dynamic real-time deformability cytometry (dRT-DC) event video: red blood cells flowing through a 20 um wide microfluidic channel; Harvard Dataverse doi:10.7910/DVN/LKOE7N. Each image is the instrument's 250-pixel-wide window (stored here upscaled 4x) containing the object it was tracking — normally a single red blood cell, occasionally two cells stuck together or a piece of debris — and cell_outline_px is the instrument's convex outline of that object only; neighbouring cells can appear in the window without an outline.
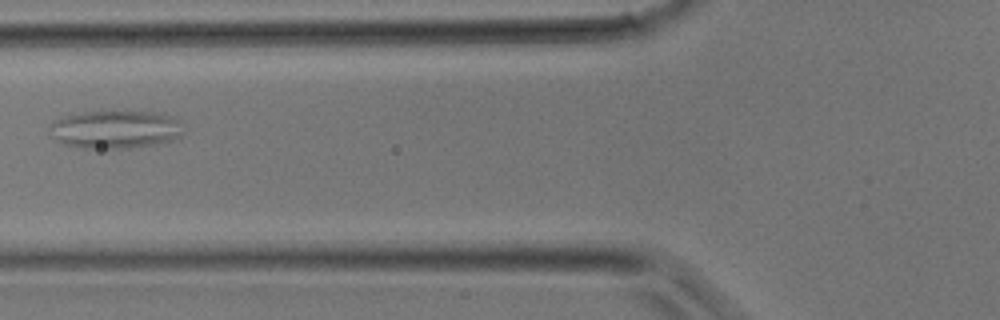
{"species": "common noctule bat (a hibernating species)", "species_latin": "Nyctalus noctula", "temperature_condition": "room temperature", "stored_images_in_passage": 36, "camera_frame_rate_fps": 3000, "um_per_image_px": 0.085, "animal": {"sex": "male", "body_mass_g": 17.9}, "frame": {"image": 1, "passage_image": 14, "time_ms": 4.333, "image_size_px": [1000, 320], "cell_outline_px": [[184, 132], [180, 136], [172, 140], [152, 144], [128, 148], [76, 148], [64, 144], [56, 140], [52, 136], [48, 128], [52, 120], [64, 116], [84, 112], [160, 112], [176, 116], [184, 124]], "centroid_in_image_um": [9.83, 10.99], "position_along_channel_um": 116.0, "area_um2": 30.06}}
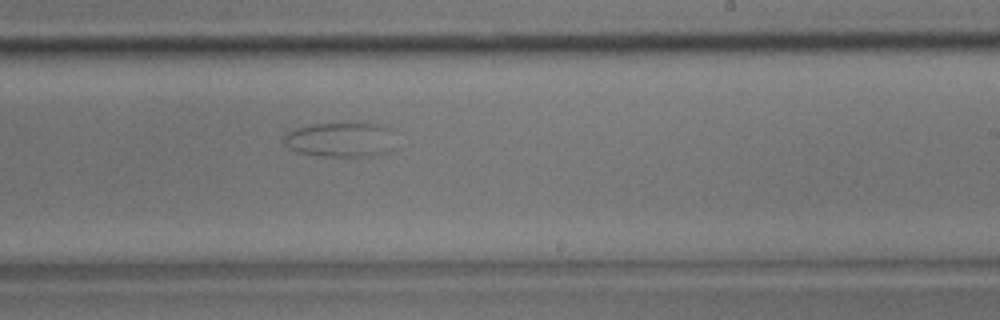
{"frame": {"image": 2, "passage_image": 22, "time_ms": 7.0, "image_size_px": [1000, 320], "cell_outline_px": [[392, 152], [376, 156], [320, 156], [296, 152], [288, 148], [284, 140], [284, 136], [288, 132], [296, 128], [312, 124], [380, 124], [392, 128]], "centroid_in_image_um": [28.98, 11.89], "position_along_channel_um": 260.0, "area_um2": 22.66}}
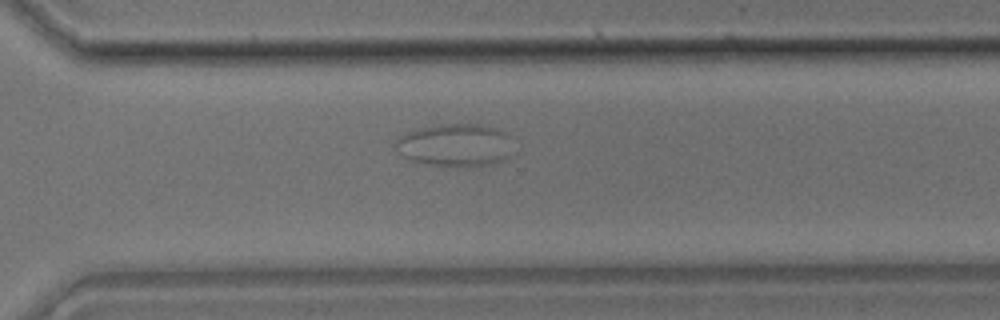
{"frame": {"image": 3, "passage_image": 26, "time_ms": 8.333, "image_size_px": [1000, 320], "cell_outline_px": [[512, 156], [496, 164], [428, 164], [408, 160], [404, 156], [396, 144], [396, 140], [404, 132], [416, 128], [440, 124], [480, 124], [496, 128], [512, 136]], "centroid_in_image_um": [38.75, 12.29], "position_along_channel_um": 331.8, "area_um2": 29.07}}